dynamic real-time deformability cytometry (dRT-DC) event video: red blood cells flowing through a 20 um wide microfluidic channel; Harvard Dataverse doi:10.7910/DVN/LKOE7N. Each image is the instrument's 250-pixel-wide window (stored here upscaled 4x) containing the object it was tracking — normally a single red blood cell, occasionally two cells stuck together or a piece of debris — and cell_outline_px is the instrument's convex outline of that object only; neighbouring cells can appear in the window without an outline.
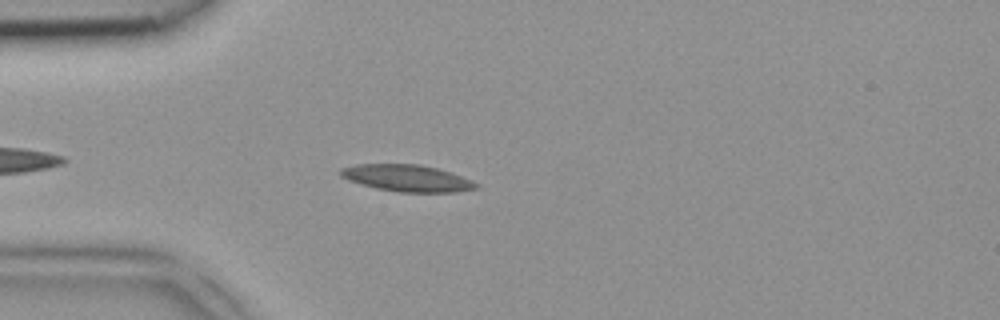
{"species": "common noctule bat (a hibernating species)", "species_latin": "Nyctalus noctula", "temperature_condition": "room temperature", "stored_images_in_passage": 36, "camera_frame_rate_fps": 3000, "um_per_image_px": 0.085, "animal": {"sex": "female", "body_mass_g": 18.4}, "frame": {"image": 1, "passage_image": 4, "time_ms": 1.0, "image_size_px": [1000, 320], "cell_outline_px": [[480, 188], [456, 192], [400, 192], [376, 188], [348, 180], [340, 176], [340, 168], [356, 164], [420, 164], [452, 172], [472, 180], [480, 184]], "centroid_in_image_um": [34.64, 15.14], "position_along_channel_um": 50.4, "area_um2": 21.27}}
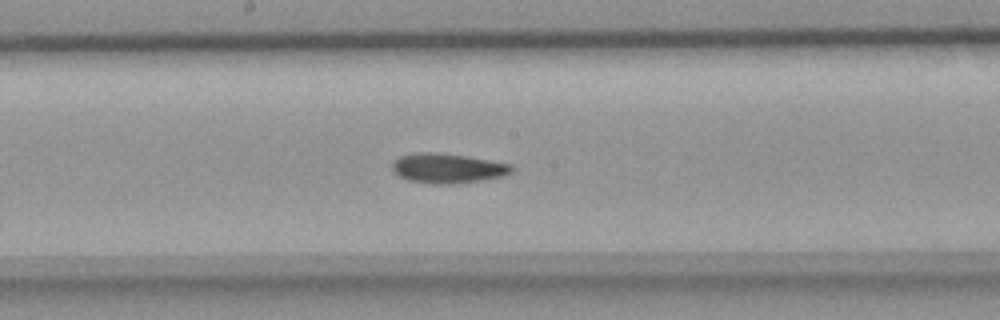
{"frame": {"image": 2, "passage_image": 16, "time_ms": 5.0, "image_size_px": [1000, 320], "cell_outline_px": [[516, 168], [512, 172], [504, 176], [480, 180], [452, 184], [432, 184], [408, 180], [392, 172], [392, 160], [400, 156], [420, 152], [436, 152], [464, 156], [512, 164]], "centroid_in_image_um": [38.04, 14.3], "position_along_channel_um": 210.2, "area_um2": 20.75}}
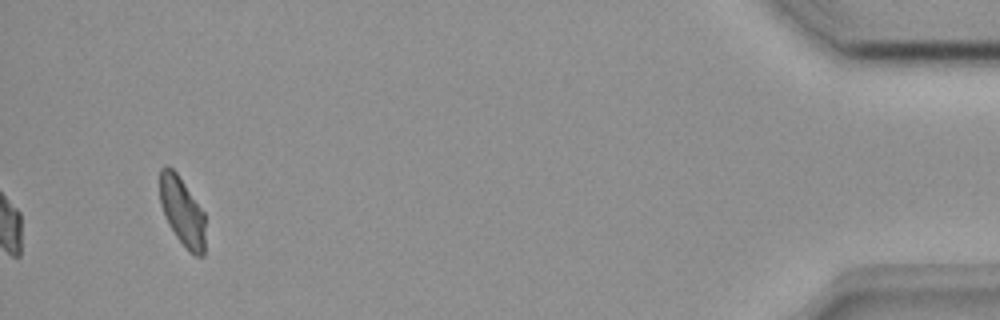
{"frame": {"image": 3, "passage_image": 36, "time_ms": 11.667, "image_size_px": [1000, 320], "cell_outline_px": [[204, 256], [196, 256], [188, 252], [176, 236], [168, 224], [164, 216], [160, 204], [160, 168], [164, 164], [168, 164], [176, 172], [204, 212]], "centroid_in_image_um": [15.46, 17.97], "position_along_channel_um": 419.7, "area_um2": 18.26}}